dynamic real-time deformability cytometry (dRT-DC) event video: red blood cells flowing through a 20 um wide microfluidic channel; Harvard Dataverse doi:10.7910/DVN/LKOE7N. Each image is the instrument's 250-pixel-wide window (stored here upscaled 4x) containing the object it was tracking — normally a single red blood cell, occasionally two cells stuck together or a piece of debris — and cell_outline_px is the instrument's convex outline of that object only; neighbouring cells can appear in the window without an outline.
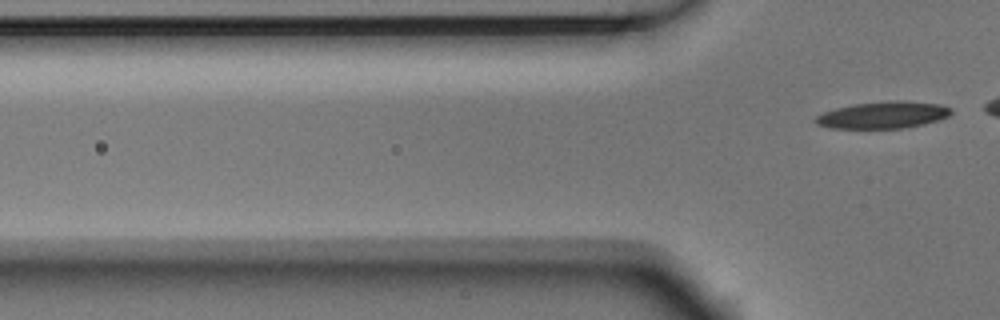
{"species": "Egyptian fruit bat (a non-hibernating species)", "species_latin": "Rousettus aegyptiacus", "temperature_condition": "room temperature", "stored_images_in_passage": 6, "segment_of_instrument_passage": [2, 2], "camera_frame_rate_fps": 3000, "um_per_image_px": 0.085, "animal": {"sex": "male"}, "frame": {"image": 1, "passage_image": 6, "time_ms": 1.667, "image_size_px": [1000, 320], "cell_outline_px": [[952, 112], [948, 116], [924, 124], [904, 128], [828, 128], [816, 124], [812, 120], [816, 116], [824, 112], [836, 108], [852, 104], [888, 100], [904, 100], [940, 104], [952, 108]], "centroid_in_image_um": [75.04, 9.76], "position_along_channel_um": 50.8, "area_um2": 21.44}}